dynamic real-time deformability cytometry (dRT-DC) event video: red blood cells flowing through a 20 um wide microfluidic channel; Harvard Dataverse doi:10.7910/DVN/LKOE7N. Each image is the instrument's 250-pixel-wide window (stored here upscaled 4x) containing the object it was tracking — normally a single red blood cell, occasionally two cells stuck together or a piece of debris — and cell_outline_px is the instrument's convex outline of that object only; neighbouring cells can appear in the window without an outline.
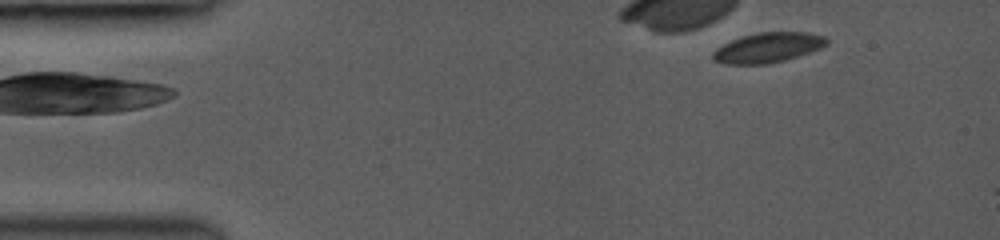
{"species": "common noctule bat (a hibernating species)", "species_latin": "Nyctalus noctula", "temperature_condition": "room temperature", "stored_images_in_passage": 3, "camera_frame_rate_fps": 3000, "um_per_image_px": 0.085, "animal": {"sex": "female", "body_mass_g": 19.0, "forearm_length_mm": 53.3}, "frame": {"image": 1, "passage_image": 1, "time_ms": 0.0, "image_size_px": [1000, 240], "cell_outline_px": [[828, 44], [820, 48], [784, 60], [768, 64], [724, 64], [712, 60], [712, 52], [716, 48], [732, 40], [756, 32], [808, 32], [824, 36], [828, 40]], "centroid_in_image_um": [65.25, 4.04], "position_along_channel_um": 19.8, "area_um2": 19.77}}